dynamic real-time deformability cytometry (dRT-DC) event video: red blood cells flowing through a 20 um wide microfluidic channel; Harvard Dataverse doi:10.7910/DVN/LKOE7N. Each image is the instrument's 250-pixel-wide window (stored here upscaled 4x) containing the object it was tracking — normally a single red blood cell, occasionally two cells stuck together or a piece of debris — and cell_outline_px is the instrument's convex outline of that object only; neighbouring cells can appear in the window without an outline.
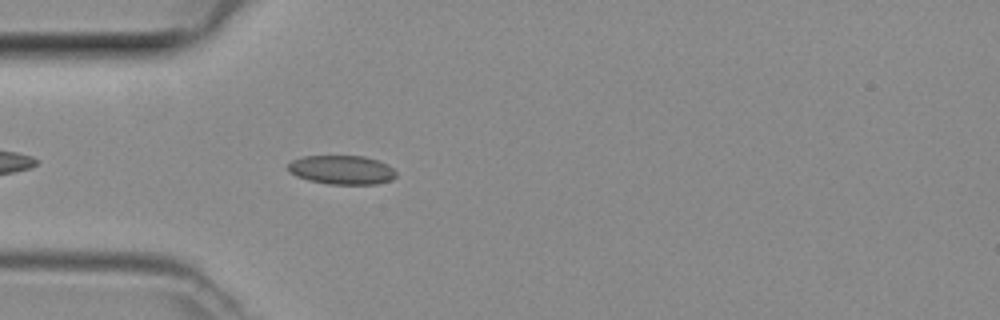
{"species": "common noctule bat (a hibernating species)", "species_latin": "Nyctalus noctula", "temperature_condition": "room temperature", "stored_images_in_passage": 33, "camera_frame_rate_fps": 3000, "um_per_image_px": 0.085, "animal": {"sex": "female", "body_mass_g": 29.2, "forearm_length_mm": 56.3}, "frame": {"image": 1, "passage_image": 4, "time_ms": 1.0, "image_size_px": [1000, 320], "cell_outline_px": [[396, 176], [392, 180], [376, 184], [328, 184], [308, 180], [296, 176], [288, 172], [288, 164], [292, 160], [304, 156], [364, 156], [388, 164], [396, 172]], "centroid_in_image_um": [29.04, 14.44], "position_along_channel_um": 56.0, "area_um2": 18.32}}
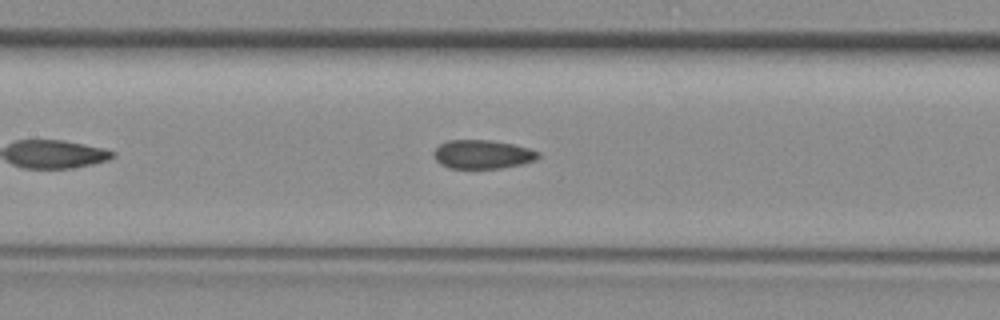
{"frame": {"image": 2, "passage_image": 12, "time_ms": 3.667, "image_size_px": [1000, 320], "cell_outline_px": [[540, 156], [536, 160], [520, 164], [500, 168], [448, 168], [440, 164], [436, 160], [432, 152], [440, 144], [448, 140], [492, 140], [512, 144], [528, 148], [540, 152]], "centroid_in_image_um": [41.0, 13.11], "position_along_channel_um": 166.4, "area_um2": 17.51}}
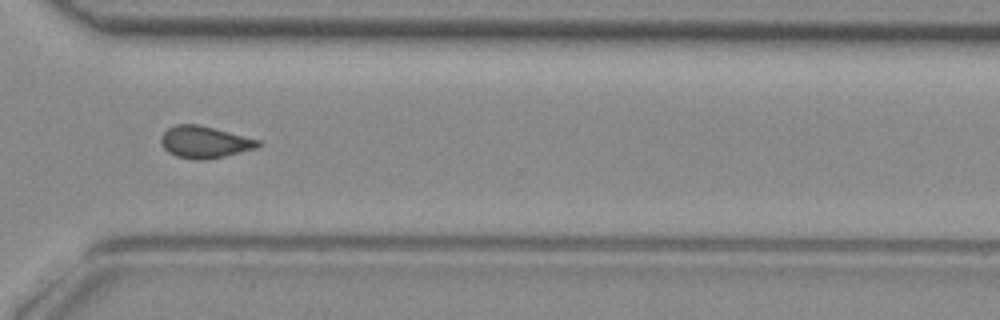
{"frame": {"image": 3, "passage_image": 25, "time_ms": 8.0, "image_size_px": [1000, 320], "cell_outline_px": [[260, 148], [224, 156], [204, 160], [192, 160], [176, 156], [168, 152], [164, 148], [160, 140], [160, 136], [168, 128], [176, 124], [200, 124], [260, 140]], "centroid_in_image_um": [17.39, 12.08], "position_along_channel_um": 353.2, "area_um2": 18.26}}